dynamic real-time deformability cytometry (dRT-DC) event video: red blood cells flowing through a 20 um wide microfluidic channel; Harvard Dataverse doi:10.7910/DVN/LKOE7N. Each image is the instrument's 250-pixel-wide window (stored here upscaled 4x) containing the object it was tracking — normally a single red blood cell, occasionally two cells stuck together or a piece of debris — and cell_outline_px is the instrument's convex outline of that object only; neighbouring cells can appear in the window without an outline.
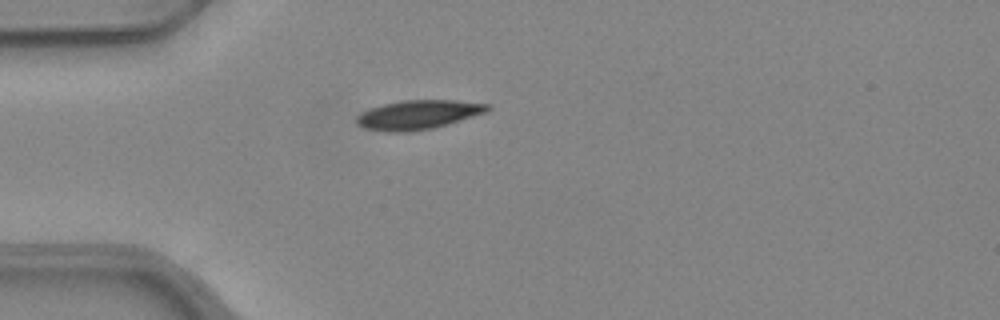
{"species": "common noctule bat (a hibernating species)", "species_latin": "Nyctalus noctula", "temperature_condition": "warm", "stored_images_in_passage": 38, "camera_frame_rate_fps": 3000, "um_per_image_px": 0.085, "animal": {"sex": "female", "body_mass_g": 24.6, "forearm_length_mm": 56.2}, "frame": {"image": 1, "passage_image": 1, "time_ms": 0.0, "image_size_px": [1000, 320], "cell_outline_px": [[492, 108], [488, 112], [448, 124], [432, 128], [408, 132], [388, 132], [364, 128], [356, 124], [356, 116], [360, 112], [384, 104], [400, 100], [456, 100], [492, 104]], "centroid_in_image_um": [35.58, 9.74], "position_along_channel_um": 49.4, "area_um2": 22.48}}
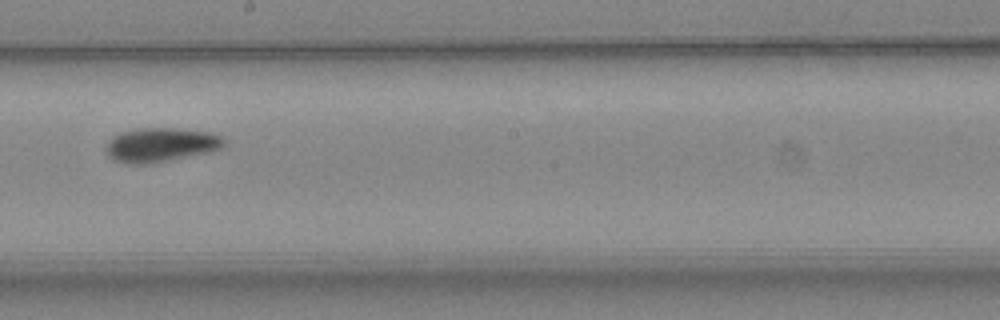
{"frame": {"image": 2, "passage_image": 16, "time_ms": 5.0, "image_size_px": [1000, 320], "cell_outline_px": [[224, 144], [220, 148], [212, 152], [152, 164], [128, 164], [112, 160], [108, 156], [104, 148], [112, 136], [124, 132], [140, 128], [172, 128], [208, 132], [220, 136], [224, 140]], "centroid_in_image_um": [13.63, 12.34], "position_along_channel_um": 234.6, "area_um2": 23.64}}
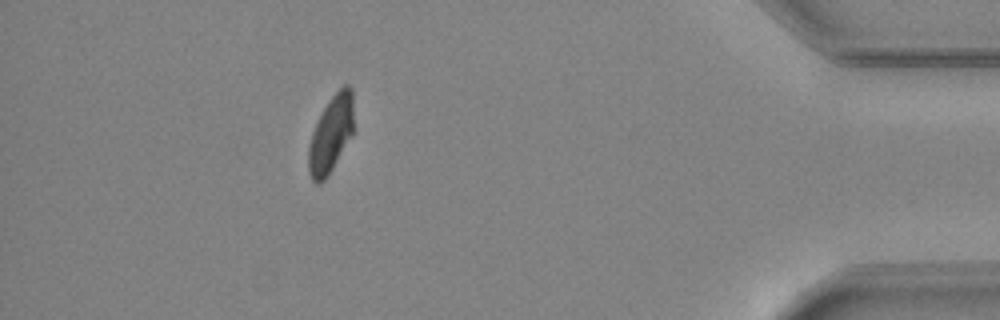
{"frame": {"image": 3, "passage_image": 33, "time_ms": 10.667, "image_size_px": [1000, 320], "cell_outline_px": [[352, 136], [332, 168], [324, 180], [316, 184], [312, 180], [308, 172], [308, 148], [312, 132], [328, 100], [344, 84], [348, 84], [352, 88]], "centroid_in_image_um": [28.11, 11.41], "position_along_channel_um": 407.1, "area_um2": 19.88}, "authors_computed_cell_mechanics": {"area_um2": 22.2819, "velocity_mm_per_s": 3.9647, "shape_relaxation_time_tau1_ms": 3.0774, "shape_relaxation_time_tau2_ms": null, "deformation_change_tau1": 0.134, "deformation_change_tau2": null}}